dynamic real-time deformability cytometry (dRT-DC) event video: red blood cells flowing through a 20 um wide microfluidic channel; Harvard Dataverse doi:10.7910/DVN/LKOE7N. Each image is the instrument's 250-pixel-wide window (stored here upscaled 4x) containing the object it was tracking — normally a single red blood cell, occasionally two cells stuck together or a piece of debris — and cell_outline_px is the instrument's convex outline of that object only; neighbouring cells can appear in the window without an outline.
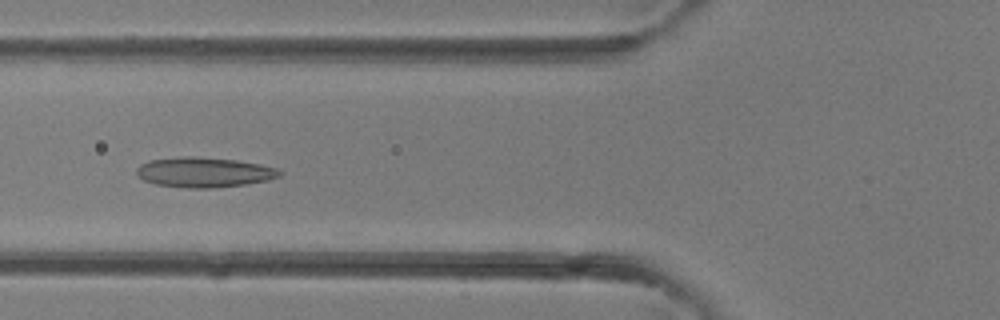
{"species": "common noctule bat (a hibernating species)", "species_latin": "Nyctalus noctula", "temperature_condition": "room temperature", "stored_images_in_passage": 27, "camera_frame_rate_fps": 3000, "um_per_image_px": 0.085, "animal": {"sex": "female"}, "frame": {"image": 1, "passage_image": 4, "time_ms": 1.0, "image_size_px": [1000, 320], "cell_outline_px": [[284, 172], [280, 176], [268, 180], [244, 184], [212, 188], [188, 188], [156, 184], [144, 180], [136, 172], [136, 168], [140, 164], [148, 160], [184, 156], [192, 156], [236, 160], [260, 164], [280, 168]], "centroid_in_image_um": [17.38, 14.63], "position_along_channel_um": 108.4, "area_um2": 25.09}}
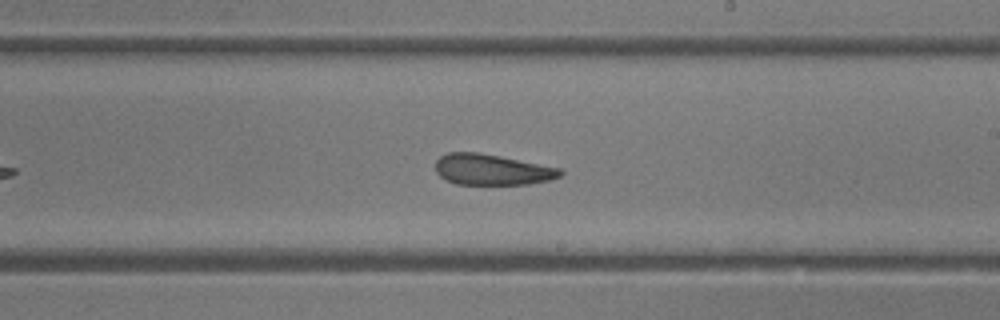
{"frame": {"image": 2, "passage_image": 12, "time_ms": 3.667, "image_size_px": [1000, 320], "cell_outline_px": [[564, 172], [560, 176], [548, 180], [528, 184], [456, 184], [440, 176], [436, 172], [436, 160], [440, 156], [448, 152], [480, 152], [560, 168]], "centroid_in_image_um": [41.8, 14.41], "position_along_channel_um": 247.2, "area_um2": 22.31}}
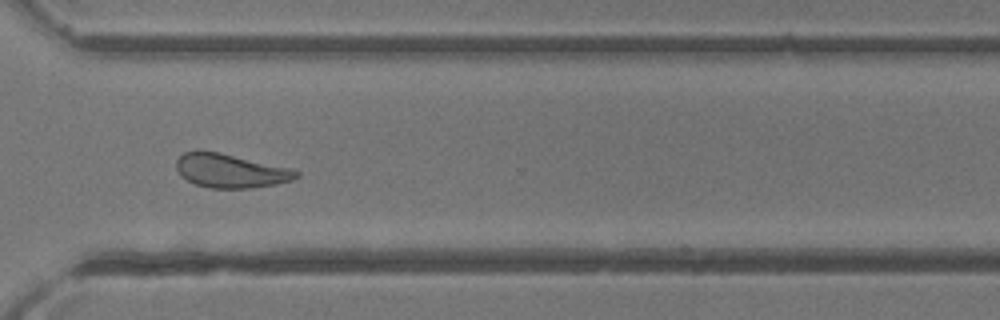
{"frame": {"image": 3, "passage_image": 18, "time_ms": 5.667, "image_size_px": [1000, 320], "cell_outline_px": [[300, 176], [292, 180], [276, 184], [252, 188], [208, 188], [196, 184], [188, 180], [176, 168], [176, 160], [184, 152], [196, 148], [220, 152], [292, 168], [300, 172]], "centroid_in_image_um": [19.61, 14.49], "position_along_channel_um": 351.0, "area_um2": 23.99}}